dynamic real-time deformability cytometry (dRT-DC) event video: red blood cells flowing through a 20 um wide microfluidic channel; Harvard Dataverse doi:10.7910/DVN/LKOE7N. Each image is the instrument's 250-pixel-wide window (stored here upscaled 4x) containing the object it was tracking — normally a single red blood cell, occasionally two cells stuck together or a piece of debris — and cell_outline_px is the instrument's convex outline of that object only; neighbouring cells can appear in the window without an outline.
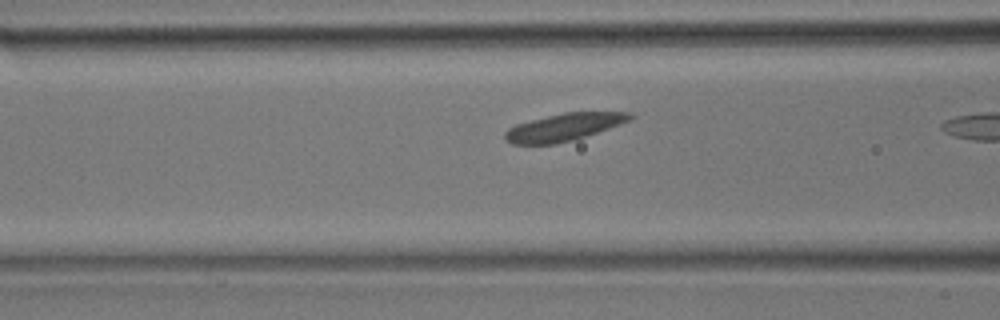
{"species": "common noctule bat (a hibernating species)", "species_latin": "Nyctalus noctula", "temperature_condition": "room temperature", "stored_images_in_passage": 9, "camera_frame_rate_fps": 3000, "um_per_image_px": 0.085, "animal": {"sex": "male", "body_mass_g": 17.9}, "frame": {"image": 1, "passage_image": 8, "time_ms": 2.333, "image_size_px": [1000, 320], "cell_outline_px": [[636, 116], [632, 120], [576, 140], [556, 144], [512, 144], [504, 136], [504, 132], [508, 128], [516, 124], [564, 112], [632, 112]], "centroid_in_image_um": [47.99, 10.81], "position_along_channel_um": 118.6, "area_um2": 20.11}}